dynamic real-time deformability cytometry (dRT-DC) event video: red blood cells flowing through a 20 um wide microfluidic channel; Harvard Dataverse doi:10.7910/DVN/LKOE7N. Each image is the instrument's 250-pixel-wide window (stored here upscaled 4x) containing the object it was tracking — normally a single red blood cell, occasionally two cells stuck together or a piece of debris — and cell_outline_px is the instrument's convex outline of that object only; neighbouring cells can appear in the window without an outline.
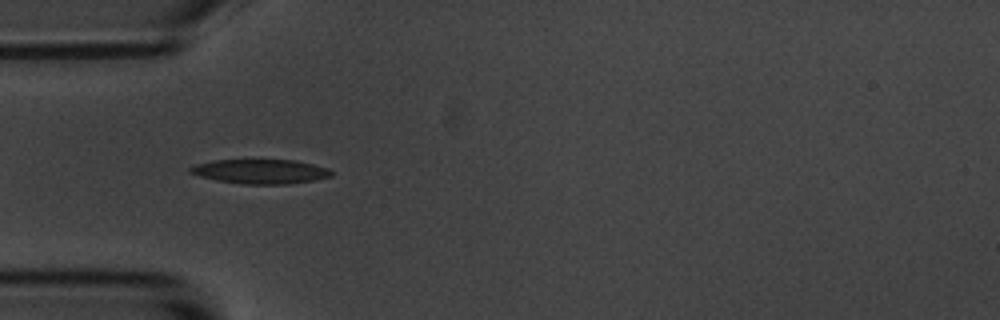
{"species": "common noctule bat (a hibernating species)", "species_latin": "Nyctalus noctula", "temperature_condition": "room temperature", "stored_images_in_passage": 2, "camera_frame_rate_fps": 3000, "um_per_image_px": 0.085, "animal": {"sex": "male", "body_mass_g": 20.1, "forearm_length_mm": 53.5}, "frame": {"image": 1, "passage_image": 1, "time_ms": 0.0, "image_size_px": [1000, 320], "cell_outline_px": [[332, 176], [312, 180], [288, 184], [244, 184], [216, 180], [200, 176], [188, 172], [188, 168], [196, 164], [216, 160], [296, 160], [328, 168], [332, 172]], "centroid_in_image_um": [22.12, 14.57], "position_along_channel_um": 62.9, "area_um2": 19.94}}